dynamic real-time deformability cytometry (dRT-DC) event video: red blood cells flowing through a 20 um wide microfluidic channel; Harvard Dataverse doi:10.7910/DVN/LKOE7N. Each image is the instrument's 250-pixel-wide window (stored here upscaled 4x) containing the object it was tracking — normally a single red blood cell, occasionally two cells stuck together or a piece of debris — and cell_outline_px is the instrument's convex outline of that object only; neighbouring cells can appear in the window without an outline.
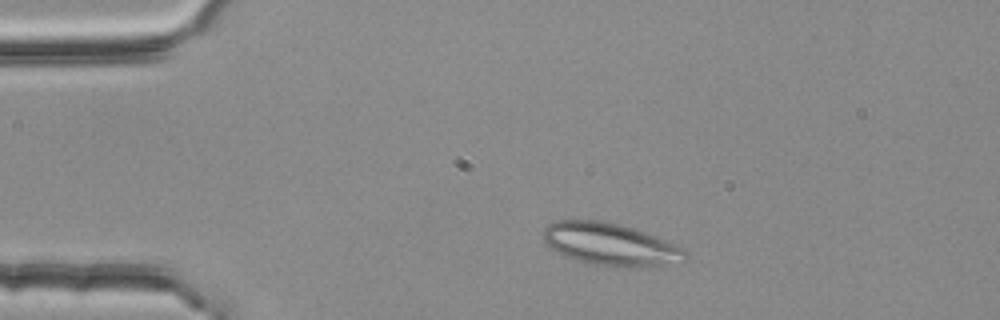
{"species": "common noctule bat (a hibernating species)", "species_latin": "Nyctalus noctula", "temperature_condition": "room temperature", "stored_images_in_passage": 2, "camera_frame_rate_fps": 3000, "um_per_image_px": 0.085, "animal": {"sex": "female", "body_mass_g": 25.1}, "frame": {"image": 1, "passage_image": 1, "time_ms": 0.0, "image_size_px": [1000, 320], "cell_outline_px": [[684, 264], [632, 268], [592, 264], [564, 256], [552, 248], [544, 240], [544, 228], [548, 224], [556, 220], [596, 220], [616, 224], [632, 228], [684, 248]], "centroid_in_image_um": [51.9, 20.79], "position_along_channel_um": 33.1, "area_um2": 34.8}}